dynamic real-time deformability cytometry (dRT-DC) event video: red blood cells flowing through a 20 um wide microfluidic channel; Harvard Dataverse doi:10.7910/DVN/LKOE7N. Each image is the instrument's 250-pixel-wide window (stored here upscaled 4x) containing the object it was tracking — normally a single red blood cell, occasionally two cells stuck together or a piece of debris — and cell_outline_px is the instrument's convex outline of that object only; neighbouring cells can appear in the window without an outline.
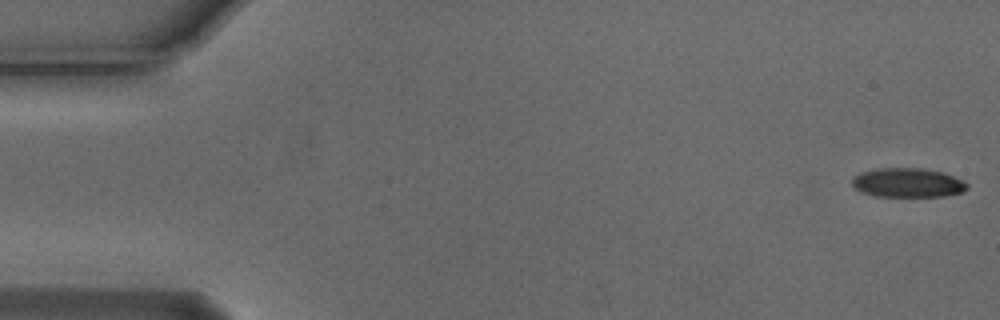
{"species": "Egyptian fruit bat (a non-hibernating species)", "species_latin": "Rousettus aegyptiacus", "temperature_condition": "cold", "stored_images_in_passage": 14, "camera_frame_rate_fps": 3000, "um_per_image_px": 0.085, "animal": {"sex": "male"}, "frame": {"image": 1, "passage_image": 1, "time_ms": 0.0, "image_size_px": [1000, 320], "cell_outline_px": [[968, 188], [964, 192], [944, 196], [876, 196], [860, 192], [852, 184], [852, 176], [860, 172], [876, 168], [924, 168], [940, 172], [952, 176], [968, 184]], "centroid_in_image_um": [77.12, 15.53], "position_along_channel_um": 7.9, "area_um2": 19.59}}
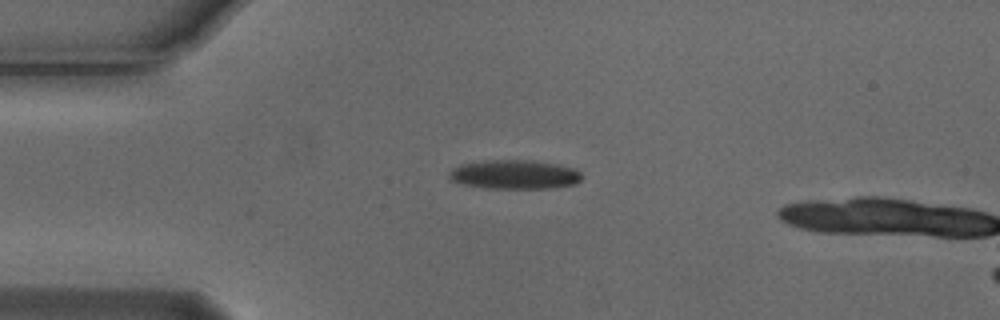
{"frame": {"image": 2, "passage_image": 13, "time_ms": 4.0, "image_size_px": [1000, 320], "cell_outline_px": [[580, 180], [572, 184], [552, 188], [484, 188], [464, 184], [452, 180], [448, 176], [448, 172], [452, 168], [460, 164], [484, 160], [532, 160], [560, 164], [572, 168], [580, 172]], "centroid_in_image_um": [43.69, 14.82], "position_along_channel_um": 41.3, "area_um2": 22.48}}